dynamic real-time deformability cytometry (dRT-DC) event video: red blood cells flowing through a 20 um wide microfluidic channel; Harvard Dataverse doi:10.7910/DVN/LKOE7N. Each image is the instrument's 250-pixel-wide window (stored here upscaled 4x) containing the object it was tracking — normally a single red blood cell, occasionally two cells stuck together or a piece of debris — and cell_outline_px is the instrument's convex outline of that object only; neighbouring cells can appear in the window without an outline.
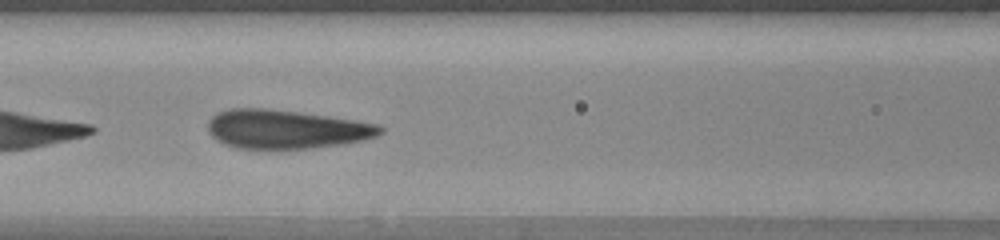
{"species": "human", "species_latin": "Homo sapiens", "temperature_condition": "warm", "stored_images_in_passage": 33, "camera_frame_rate_fps": 3000, "um_per_image_px": 0.085, "donor": {"sex": "female"}, "frame": {"image": 1, "passage_image": 6, "time_ms": 1.667, "image_size_px": [1000, 240], "cell_outline_px": [[384, 132], [376, 136], [364, 140], [340, 144], [312, 148], [236, 148], [224, 144], [216, 140], [208, 132], [208, 120], [212, 116], [228, 108], [264, 108], [328, 116], [356, 120], [380, 124], [384, 128]], "centroid_in_image_um": [24.32, 10.98], "position_along_channel_um": 142.3, "area_um2": 38.96}}
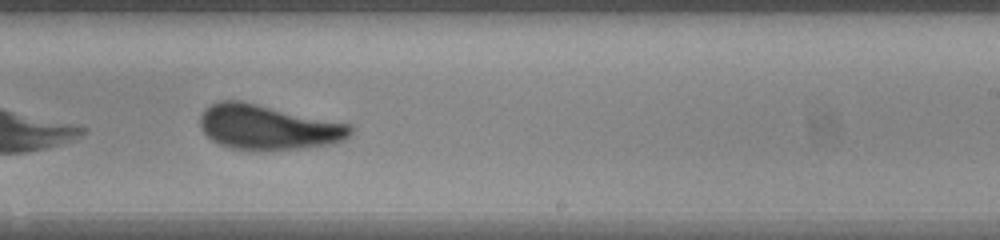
{"frame": {"image": 2, "passage_image": 15, "time_ms": 4.667, "image_size_px": [1000, 240], "cell_outline_px": [[352, 132], [344, 140], [332, 144], [296, 148], [232, 148], [220, 144], [212, 140], [200, 128], [200, 116], [204, 108], [220, 100], [240, 100], [352, 124]], "centroid_in_image_um": [22.78, 10.77], "position_along_channel_um": 266.2, "area_um2": 38.73}}
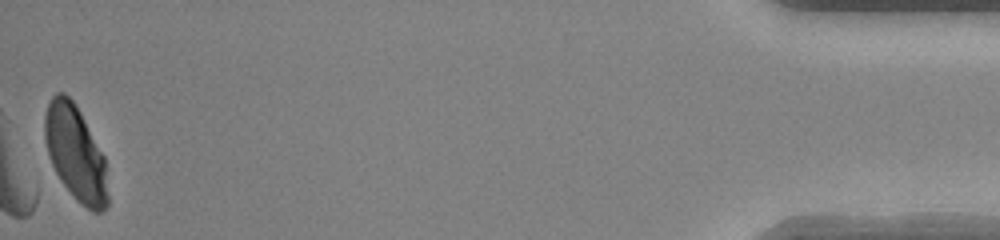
{"frame": {"image": 3, "passage_image": 33, "time_ms": 10.667, "image_size_px": [1000, 240], "cell_outline_px": [[108, 204], [100, 212], [92, 212], [80, 204], [76, 200], [60, 180], [48, 156], [44, 140], [44, 116], [48, 104], [52, 96], [56, 92], [64, 92], [72, 100], [80, 112], [104, 156], [108, 196]], "centroid_in_image_um": [6.4, 13.03], "position_along_channel_um": 428.8, "area_um2": 34.85}, "authors_computed_cell_mechanics": {"area_um2": 38.8416, "velocity_mm_per_s": 4.1434, "shape_relaxation_time_tau1_ms": 3.8652, "shape_relaxation_time_tau2_ms": null, "deformation_change_tau1": 0.1652, "deformation_change_tau2": null}}